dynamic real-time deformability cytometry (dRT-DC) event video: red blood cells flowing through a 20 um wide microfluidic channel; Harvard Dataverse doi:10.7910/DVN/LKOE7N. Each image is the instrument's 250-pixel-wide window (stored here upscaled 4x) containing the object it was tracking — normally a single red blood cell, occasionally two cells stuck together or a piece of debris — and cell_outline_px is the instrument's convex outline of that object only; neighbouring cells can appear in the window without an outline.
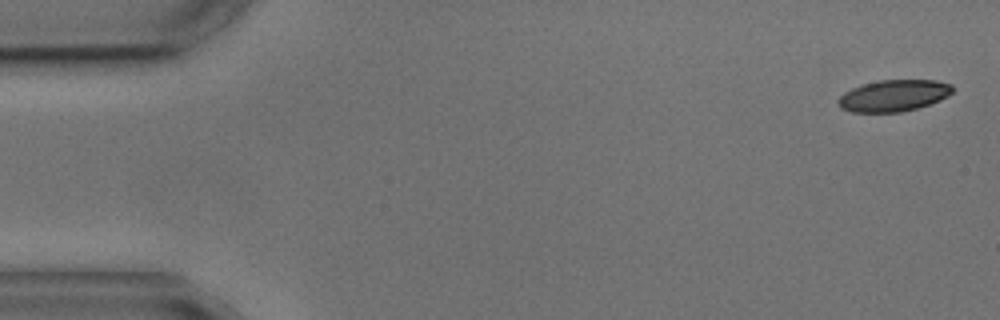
{"species": "common noctule bat (a hibernating species)", "species_latin": "Nyctalus noctula", "temperature_condition": "cold", "stored_images_in_passage": 5, "camera_frame_rate_fps": 3000, "um_per_image_px": 0.085, "animal": {"sex": "male", "body_mass_g": 17.9, "forearm_length_mm": 54.2}, "frame": {"image": 1, "passage_image": 1, "time_ms": 0.0, "image_size_px": [1000, 320], "cell_outline_px": [[956, 88], [948, 96], [940, 100], [916, 108], [900, 112], [852, 112], [840, 108], [836, 104], [836, 100], [844, 92], [852, 88], [864, 84], [880, 80], [936, 80], [952, 84]], "centroid_in_image_um": [75.96, 8.12], "position_along_channel_um": 9.0, "area_um2": 21.15}}
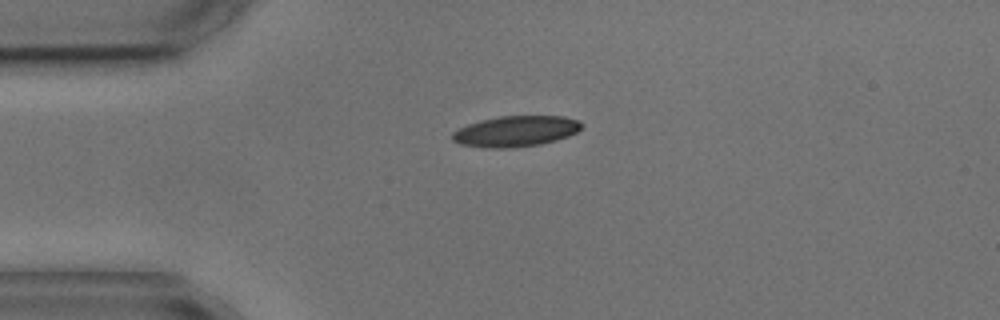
{"frame": {"image": 2, "passage_image": 4, "time_ms": 3.667, "image_size_px": [1000, 320], "cell_outline_px": [[584, 128], [568, 136], [556, 140], [540, 144], [512, 148], [492, 148], [460, 144], [452, 140], [452, 132], [468, 124], [480, 120], [500, 116], [564, 116], [580, 120], [584, 124]], "centroid_in_image_um": [43.88, 11.15], "position_along_channel_um": 41.1, "area_um2": 23.29}}